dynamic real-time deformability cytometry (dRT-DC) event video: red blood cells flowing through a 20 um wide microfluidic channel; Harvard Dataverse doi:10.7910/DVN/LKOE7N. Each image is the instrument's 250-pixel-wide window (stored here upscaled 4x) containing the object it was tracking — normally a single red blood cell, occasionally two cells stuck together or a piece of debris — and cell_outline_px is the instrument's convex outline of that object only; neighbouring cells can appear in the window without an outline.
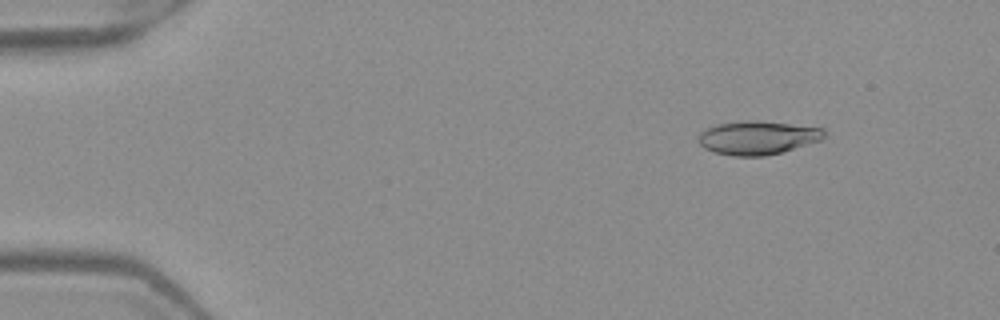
{"species": "Egyptian fruit bat (a non-hibernating species)", "species_latin": "Rousettus aegyptiacus", "temperature_condition": "warm", "stored_images_in_passage": 52, "camera_frame_rate_fps": 3000, "um_per_image_px": 0.085, "frame": {"image": 1, "passage_image": 7, "time_ms": 2.0, "image_size_px": [1000, 320], "cell_outline_px": [[824, 136], [820, 140], [784, 152], [764, 156], [732, 156], [712, 152], [704, 148], [700, 144], [700, 132], [716, 124], [744, 120], [756, 120], [824, 128]], "centroid_in_image_um": [64.38, 11.71], "position_along_channel_um": 20.6, "area_um2": 24.62}}
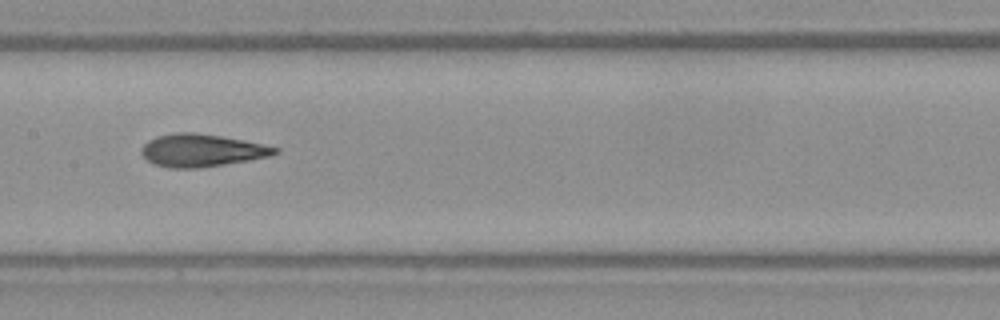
{"frame": {"image": 2, "passage_image": 27, "time_ms": 8.667, "image_size_px": [1000, 320], "cell_outline_px": [[280, 152], [268, 156], [248, 160], [200, 168], [168, 168], [152, 164], [140, 152], [140, 148], [148, 140], [156, 136], [176, 132], [192, 132], [220, 136], [244, 140], [280, 148]], "centroid_in_image_um": [17.1, 12.78], "position_along_channel_um": 190.3, "area_um2": 25.37}}
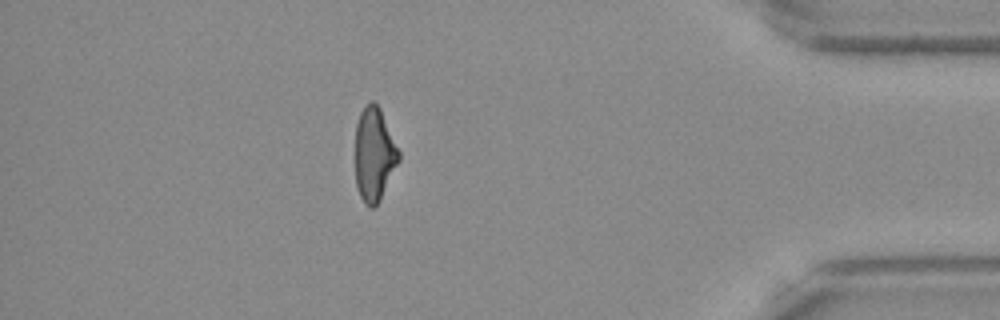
{"frame": {"image": 3, "passage_image": 46, "time_ms": 15.0, "image_size_px": [1000, 320], "cell_outline_px": [[400, 160], [380, 200], [372, 208], [368, 208], [364, 204], [360, 196], [356, 184], [356, 124], [360, 112], [372, 100], [380, 108], [400, 152]], "centroid_in_image_um": [31.81, 13.15], "position_along_channel_um": 403.4, "area_um2": 23.64}, "authors_computed_cell_mechanics": {"area_um2": 24.6517, "velocity_mm_per_s": 4.002, "shape_relaxation_time_tau1_ms": 5.4344, "shape_relaxation_time_tau2_ms": 1.6893, "deformation_change_tau1": 0.1997, "deformation_change_tau2": 0.0974}}